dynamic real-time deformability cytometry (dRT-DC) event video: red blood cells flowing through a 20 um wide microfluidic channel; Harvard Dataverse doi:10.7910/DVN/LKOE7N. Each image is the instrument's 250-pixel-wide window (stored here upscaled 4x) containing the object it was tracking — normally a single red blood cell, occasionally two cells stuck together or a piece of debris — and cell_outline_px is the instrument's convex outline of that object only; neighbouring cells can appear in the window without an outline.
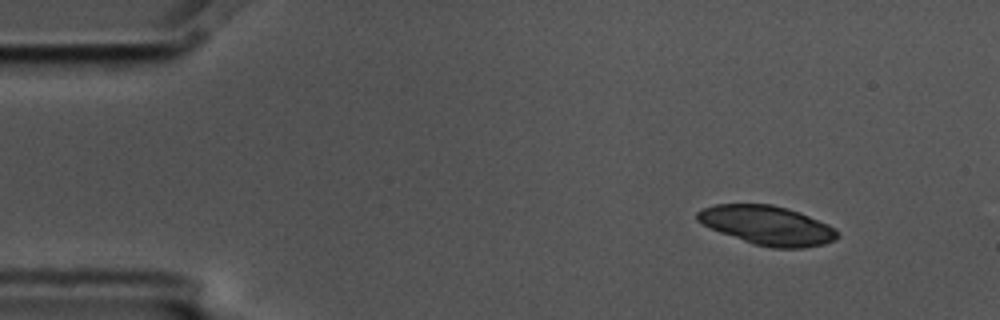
{"species": "common noctule bat (a hibernating species)", "species_latin": "Nyctalus noctula", "temperature_condition": "cold", "stored_images_in_passage": 5, "camera_frame_rate_fps": 3000, "um_per_image_px": 0.085, "animal": {"sex": "male", "body_mass_g": 17.5, "forearm_length_mm": 52.3}, "frame": {"image": 1, "passage_image": 1, "time_ms": 0.0, "image_size_px": [1000, 320], "cell_outline_px": [[840, 236], [836, 240], [824, 244], [804, 248], [772, 248], [752, 244], [720, 232], [696, 220], [696, 212], [704, 208], [716, 204], [772, 204], [788, 208], [800, 212], [828, 224], [836, 228], [840, 232]], "centroid_in_image_um": [65.27, 19.16], "position_along_channel_um": 19.7, "area_um2": 32.14}}